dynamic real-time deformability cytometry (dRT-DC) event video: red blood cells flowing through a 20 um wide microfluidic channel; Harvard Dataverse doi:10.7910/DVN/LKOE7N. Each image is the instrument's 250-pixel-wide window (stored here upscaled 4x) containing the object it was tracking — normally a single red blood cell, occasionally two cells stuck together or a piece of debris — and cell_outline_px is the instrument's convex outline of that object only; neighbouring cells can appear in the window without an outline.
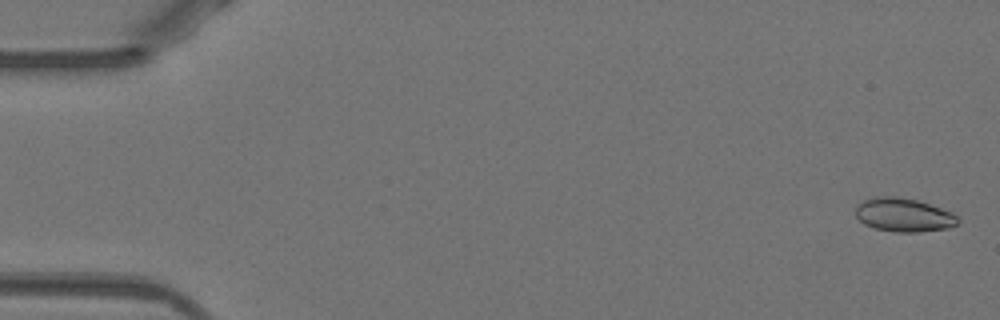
{"species": "Egyptian fruit bat (a non-hibernating species)", "species_latin": "Rousettus aegyptiacus", "temperature_condition": "warm", "stored_images_in_passage": 52, "camera_frame_rate_fps": 3000, "um_per_image_px": 0.085, "animal": {"sex": "female"}, "frame": {"image": 1, "passage_image": 2, "time_ms": 0.333, "image_size_px": [1000, 320], "cell_outline_px": [[960, 220], [956, 224], [948, 228], [920, 232], [896, 232], [872, 228], [864, 224], [856, 216], [856, 204], [864, 200], [876, 196], [896, 196], [916, 200], [952, 212]], "centroid_in_image_um": [76.78, 18.27], "position_along_channel_um": 8.2, "area_um2": 20.06}}
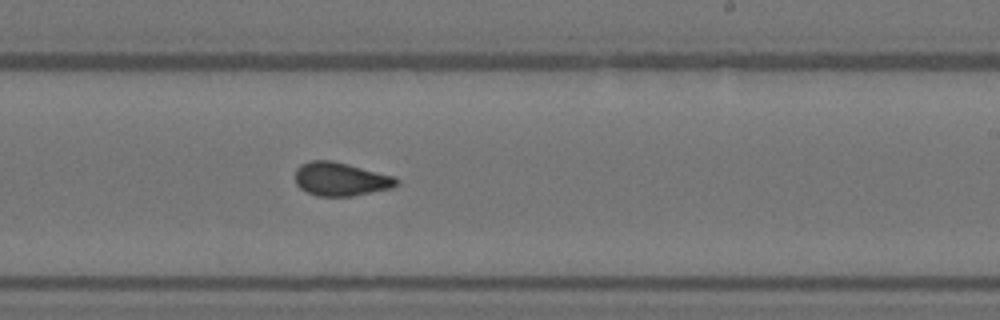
{"frame": {"image": 2, "passage_image": 32, "time_ms": 10.333, "image_size_px": [1000, 320], "cell_outline_px": [[400, 184], [392, 188], [352, 196], [316, 196], [300, 188], [296, 184], [296, 168], [300, 164], [308, 160], [332, 160], [396, 176], [400, 180]], "centroid_in_image_um": [28.99, 15.21], "position_along_channel_um": 260.0, "area_um2": 20.06}}
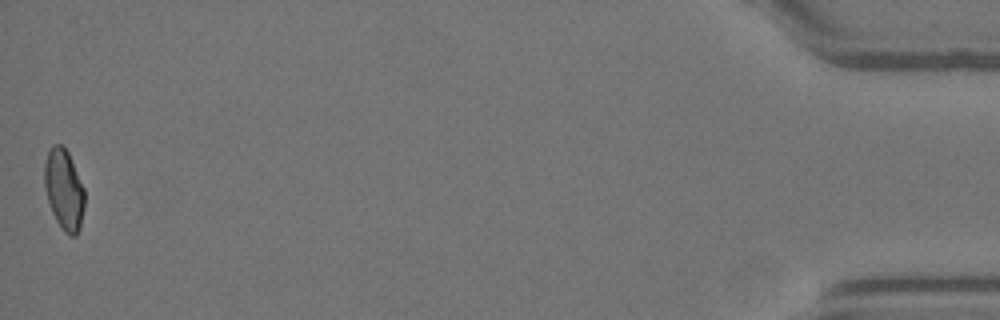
{"frame": {"image": 3, "passage_image": 52, "time_ms": 17.0, "image_size_px": [1000, 320], "cell_outline_px": [[84, 208], [80, 228], [76, 236], [68, 236], [64, 232], [56, 220], [52, 212], [44, 188], [44, 164], [48, 152], [52, 144], [60, 144], [68, 152], [84, 188]], "centroid_in_image_um": [5.43, 16.13], "position_along_channel_um": 429.8, "area_um2": 18.9}, "authors_computed_cell_mechanics": {"area_um2": 19.6809, "velocity_mm_per_s": 3.9646, "shape_relaxation_time_tau1_ms": null, "shape_relaxation_time_tau2_ms": 0.9732, "deformation_change_tau1": null, "deformation_change_tau2": 0.0584}}